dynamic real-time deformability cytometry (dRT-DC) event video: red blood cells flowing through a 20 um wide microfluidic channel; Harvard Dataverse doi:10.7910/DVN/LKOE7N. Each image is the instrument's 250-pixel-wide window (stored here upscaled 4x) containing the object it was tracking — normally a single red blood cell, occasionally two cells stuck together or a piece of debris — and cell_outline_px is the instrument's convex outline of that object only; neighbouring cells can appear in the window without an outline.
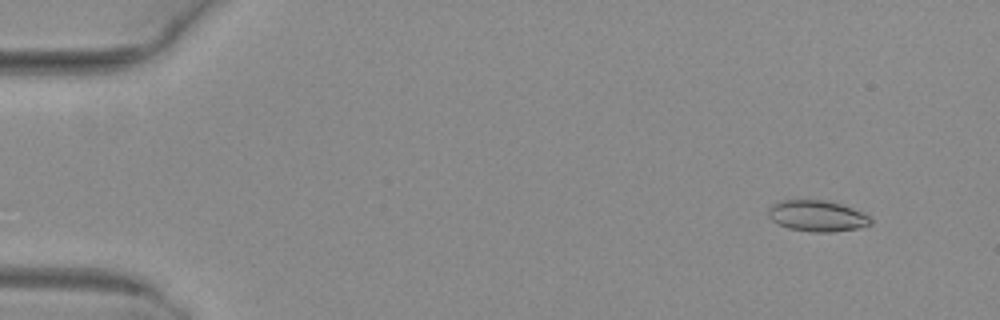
{"species": "common noctule bat (a hibernating species)", "species_latin": "Nyctalus noctula", "temperature_condition": "warm", "stored_images_in_passage": 51, "camera_frame_rate_fps": 3000, "um_per_image_px": 0.085, "animal": {"sex": "female", "body_mass_g": 29.2, "forearm_length_mm": 56.3}, "frame": {"image": 1, "passage_image": 4, "time_ms": 1.0, "image_size_px": [1000, 320], "cell_outline_px": [[872, 224], [860, 228], [832, 232], [812, 232], [788, 228], [776, 224], [768, 216], [768, 208], [772, 204], [780, 200], [824, 200], [840, 204], [852, 208], [868, 216], [872, 220]], "centroid_in_image_um": [69.42, 18.36], "position_along_channel_um": 15.6, "area_um2": 18.61}}
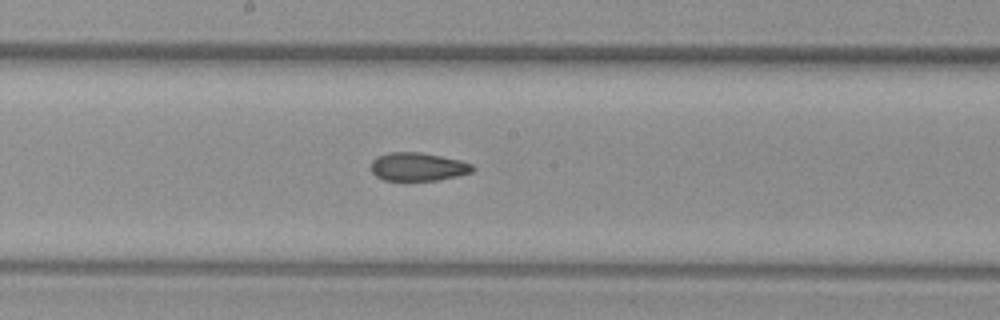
{"frame": {"image": 2, "passage_image": 28, "time_ms": 9.0, "image_size_px": [1000, 320], "cell_outline_px": [[476, 168], [472, 172], [456, 176], [436, 180], [384, 180], [376, 176], [372, 172], [372, 160], [376, 156], [388, 152], [420, 152], [460, 160], [472, 164]], "centroid_in_image_um": [35.52, 14.16], "position_along_channel_um": 212.7, "area_um2": 16.7}}
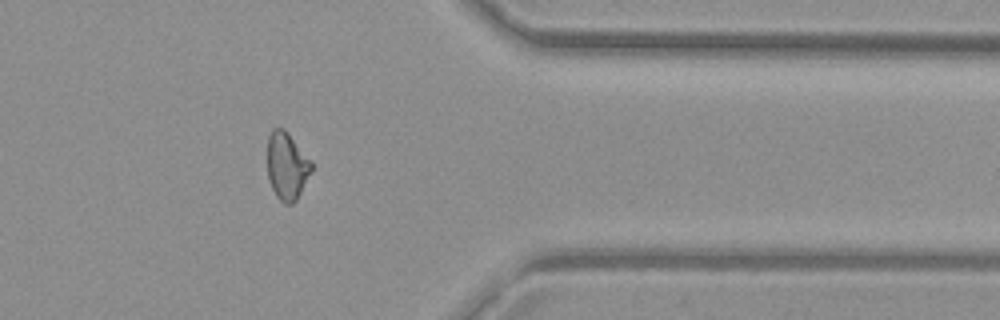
{"frame": {"image": 3, "passage_image": 42, "time_ms": 13.667, "image_size_px": [1000, 320], "cell_outline_px": [[312, 172], [296, 200], [292, 204], [284, 204], [276, 196], [268, 180], [268, 136], [272, 128], [284, 128], [288, 132], [312, 160]], "centroid_in_image_um": [24.4, 14.1], "position_along_channel_um": 387.0, "area_um2": 17.57}, "authors_computed_cell_mechanics": {"area_um2": 17.8024, "velocity_mm_per_s": 4.0468, "shape_relaxation_time_tau1_ms": null, "shape_relaxation_time_tau2_ms": 2.6392, "deformation_change_tau1": null, "deformation_change_tau2": 0.0873}}